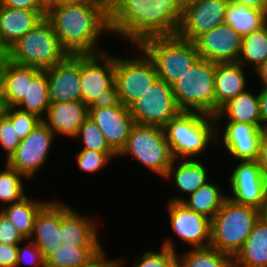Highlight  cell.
<instances>
[{"label":"cell","mask_w":267,"mask_h":267,"mask_svg":"<svg viewBox=\"0 0 267 267\" xmlns=\"http://www.w3.org/2000/svg\"><path fill=\"white\" fill-rule=\"evenodd\" d=\"M172 267H180L177 262Z\"/></svg>","instance_id":"56"},{"label":"cell","mask_w":267,"mask_h":267,"mask_svg":"<svg viewBox=\"0 0 267 267\" xmlns=\"http://www.w3.org/2000/svg\"><path fill=\"white\" fill-rule=\"evenodd\" d=\"M3 113L12 121V126L20 140L25 139L42 121L37 115L22 111L17 107L3 108Z\"/></svg>","instance_id":"40"},{"label":"cell","mask_w":267,"mask_h":267,"mask_svg":"<svg viewBox=\"0 0 267 267\" xmlns=\"http://www.w3.org/2000/svg\"><path fill=\"white\" fill-rule=\"evenodd\" d=\"M206 165L203 159H174L163 180L168 184L171 182L178 194L170 196L167 201L181 202L210 179L213 180L211 169H208L210 165Z\"/></svg>","instance_id":"21"},{"label":"cell","mask_w":267,"mask_h":267,"mask_svg":"<svg viewBox=\"0 0 267 267\" xmlns=\"http://www.w3.org/2000/svg\"><path fill=\"white\" fill-rule=\"evenodd\" d=\"M34 196L27 194L20 201L1 209L25 239H30L37 214L52 199L50 197L49 200H46Z\"/></svg>","instance_id":"29"},{"label":"cell","mask_w":267,"mask_h":267,"mask_svg":"<svg viewBox=\"0 0 267 267\" xmlns=\"http://www.w3.org/2000/svg\"><path fill=\"white\" fill-rule=\"evenodd\" d=\"M89 115V107L82 101L50 103L42 122L50 128L56 138H73Z\"/></svg>","instance_id":"23"},{"label":"cell","mask_w":267,"mask_h":267,"mask_svg":"<svg viewBox=\"0 0 267 267\" xmlns=\"http://www.w3.org/2000/svg\"><path fill=\"white\" fill-rule=\"evenodd\" d=\"M159 250H145L133 258L130 267H172L177 262V253L164 246ZM128 257H115L116 267H127ZM127 259V260H126Z\"/></svg>","instance_id":"37"},{"label":"cell","mask_w":267,"mask_h":267,"mask_svg":"<svg viewBox=\"0 0 267 267\" xmlns=\"http://www.w3.org/2000/svg\"><path fill=\"white\" fill-rule=\"evenodd\" d=\"M50 105L48 77L46 70H40L28 82L27 96L17 106L18 109L33 113L43 119Z\"/></svg>","instance_id":"34"},{"label":"cell","mask_w":267,"mask_h":267,"mask_svg":"<svg viewBox=\"0 0 267 267\" xmlns=\"http://www.w3.org/2000/svg\"><path fill=\"white\" fill-rule=\"evenodd\" d=\"M42 251L45 264L61 246L60 198H52L37 214L30 237Z\"/></svg>","instance_id":"22"},{"label":"cell","mask_w":267,"mask_h":267,"mask_svg":"<svg viewBox=\"0 0 267 267\" xmlns=\"http://www.w3.org/2000/svg\"><path fill=\"white\" fill-rule=\"evenodd\" d=\"M23 264L28 267H46L42 251L30 239H25L23 242L18 244L15 267H22Z\"/></svg>","instance_id":"42"},{"label":"cell","mask_w":267,"mask_h":267,"mask_svg":"<svg viewBox=\"0 0 267 267\" xmlns=\"http://www.w3.org/2000/svg\"><path fill=\"white\" fill-rule=\"evenodd\" d=\"M233 267H267V222L263 218L259 217L233 258Z\"/></svg>","instance_id":"28"},{"label":"cell","mask_w":267,"mask_h":267,"mask_svg":"<svg viewBox=\"0 0 267 267\" xmlns=\"http://www.w3.org/2000/svg\"><path fill=\"white\" fill-rule=\"evenodd\" d=\"M242 38L229 25L222 24L201 34L194 44L201 59L214 63H235L238 62Z\"/></svg>","instance_id":"18"},{"label":"cell","mask_w":267,"mask_h":267,"mask_svg":"<svg viewBox=\"0 0 267 267\" xmlns=\"http://www.w3.org/2000/svg\"><path fill=\"white\" fill-rule=\"evenodd\" d=\"M40 71L20 66L0 55V95L4 108L17 107L27 96L28 82Z\"/></svg>","instance_id":"24"},{"label":"cell","mask_w":267,"mask_h":267,"mask_svg":"<svg viewBox=\"0 0 267 267\" xmlns=\"http://www.w3.org/2000/svg\"><path fill=\"white\" fill-rule=\"evenodd\" d=\"M260 217L263 218L267 222V201L265 202L264 206L260 210Z\"/></svg>","instance_id":"53"},{"label":"cell","mask_w":267,"mask_h":267,"mask_svg":"<svg viewBox=\"0 0 267 267\" xmlns=\"http://www.w3.org/2000/svg\"><path fill=\"white\" fill-rule=\"evenodd\" d=\"M46 18L51 22L61 46L70 55L107 51L99 45L111 35L108 4L50 5Z\"/></svg>","instance_id":"2"},{"label":"cell","mask_w":267,"mask_h":267,"mask_svg":"<svg viewBox=\"0 0 267 267\" xmlns=\"http://www.w3.org/2000/svg\"><path fill=\"white\" fill-rule=\"evenodd\" d=\"M228 3L229 0H184L176 35L194 42L201 34L224 24Z\"/></svg>","instance_id":"15"},{"label":"cell","mask_w":267,"mask_h":267,"mask_svg":"<svg viewBox=\"0 0 267 267\" xmlns=\"http://www.w3.org/2000/svg\"><path fill=\"white\" fill-rule=\"evenodd\" d=\"M73 141L80 143L79 149L92 150L95 152H114L105 140V137L91 117H87L80 126Z\"/></svg>","instance_id":"38"},{"label":"cell","mask_w":267,"mask_h":267,"mask_svg":"<svg viewBox=\"0 0 267 267\" xmlns=\"http://www.w3.org/2000/svg\"><path fill=\"white\" fill-rule=\"evenodd\" d=\"M4 169H0V210L14 202L20 201L27 195L26 188L30 182L23 174L3 162ZM26 186V187H24Z\"/></svg>","instance_id":"36"},{"label":"cell","mask_w":267,"mask_h":267,"mask_svg":"<svg viewBox=\"0 0 267 267\" xmlns=\"http://www.w3.org/2000/svg\"><path fill=\"white\" fill-rule=\"evenodd\" d=\"M263 135L264 130L253 124L216 122V150L224 148L223 155L232 157V161H258Z\"/></svg>","instance_id":"14"},{"label":"cell","mask_w":267,"mask_h":267,"mask_svg":"<svg viewBox=\"0 0 267 267\" xmlns=\"http://www.w3.org/2000/svg\"><path fill=\"white\" fill-rule=\"evenodd\" d=\"M267 60V21L265 26L242 38L238 63L253 73Z\"/></svg>","instance_id":"32"},{"label":"cell","mask_w":267,"mask_h":267,"mask_svg":"<svg viewBox=\"0 0 267 267\" xmlns=\"http://www.w3.org/2000/svg\"><path fill=\"white\" fill-rule=\"evenodd\" d=\"M128 157L162 180L174 160L163 128L137 123L133 126L125 147L117 155L120 159Z\"/></svg>","instance_id":"7"},{"label":"cell","mask_w":267,"mask_h":267,"mask_svg":"<svg viewBox=\"0 0 267 267\" xmlns=\"http://www.w3.org/2000/svg\"><path fill=\"white\" fill-rule=\"evenodd\" d=\"M267 12L229 1L224 24L242 37L265 26Z\"/></svg>","instance_id":"31"},{"label":"cell","mask_w":267,"mask_h":267,"mask_svg":"<svg viewBox=\"0 0 267 267\" xmlns=\"http://www.w3.org/2000/svg\"><path fill=\"white\" fill-rule=\"evenodd\" d=\"M65 4H108V0H55L51 5Z\"/></svg>","instance_id":"51"},{"label":"cell","mask_w":267,"mask_h":267,"mask_svg":"<svg viewBox=\"0 0 267 267\" xmlns=\"http://www.w3.org/2000/svg\"><path fill=\"white\" fill-rule=\"evenodd\" d=\"M121 101L119 93L115 84L107 91L102 93L98 98L89 106V108H107L120 106Z\"/></svg>","instance_id":"44"},{"label":"cell","mask_w":267,"mask_h":267,"mask_svg":"<svg viewBox=\"0 0 267 267\" xmlns=\"http://www.w3.org/2000/svg\"><path fill=\"white\" fill-rule=\"evenodd\" d=\"M18 244L0 243V267H15L17 261Z\"/></svg>","instance_id":"46"},{"label":"cell","mask_w":267,"mask_h":267,"mask_svg":"<svg viewBox=\"0 0 267 267\" xmlns=\"http://www.w3.org/2000/svg\"><path fill=\"white\" fill-rule=\"evenodd\" d=\"M47 11L13 9L0 5V55L46 17Z\"/></svg>","instance_id":"25"},{"label":"cell","mask_w":267,"mask_h":267,"mask_svg":"<svg viewBox=\"0 0 267 267\" xmlns=\"http://www.w3.org/2000/svg\"><path fill=\"white\" fill-rule=\"evenodd\" d=\"M68 55L46 17L3 54L14 64L40 70L53 67Z\"/></svg>","instance_id":"5"},{"label":"cell","mask_w":267,"mask_h":267,"mask_svg":"<svg viewBox=\"0 0 267 267\" xmlns=\"http://www.w3.org/2000/svg\"><path fill=\"white\" fill-rule=\"evenodd\" d=\"M163 131L174 159H202L209 149L217 147L212 115L181 111Z\"/></svg>","instance_id":"3"},{"label":"cell","mask_w":267,"mask_h":267,"mask_svg":"<svg viewBox=\"0 0 267 267\" xmlns=\"http://www.w3.org/2000/svg\"><path fill=\"white\" fill-rule=\"evenodd\" d=\"M183 5L184 0H108L111 35L126 47L151 37L176 35Z\"/></svg>","instance_id":"1"},{"label":"cell","mask_w":267,"mask_h":267,"mask_svg":"<svg viewBox=\"0 0 267 267\" xmlns=\"http://www.w3.org/2000/svg\"><path fill=\"white\" fill-rule=\"evenodd\" d=\"M24 240L25 238L22 236V234L0 210V243L6 245L19 244Z\"/></svg>","instance_id":"43"},{"label":"cell","mask_w":267,"mask_h":267,"mask_svg":"<svg viewBox=\"0 0 267 267\" xmlns=\"http://www.w3.org/2000/svg\"><path fill=\"white\" fill-rule=\"evenodd\" d=\"M0 5L13 9L47 11L48 7L41 0H0Z\"/></svg>","instance_id":"45"},{"label":"cell","mask_w":267,"mask_h":267,"mask_svg":"<svg viewBox=\"0 0 267 267\" xmlns=\"http://www.w3.org/2000/svg\"><path fill=\"white\" fill-rule=\"evenodd\" d=\"M129 111L137 124L161 128L181 112L176 104L172 86L160 79L129 106Z\"/></svg>","instance_id":"12"},{"label":"cell","mask_w":267,"mask_h":267,"mask_svg":"<svg viewBox=\"0 0 267 267\" xmlns=\"http://www.w3.org/2000/svg\"><path fill=\"white\" fill-rule=\"evenodd\" d=\"M84 267H116L115 258L110 259L105 249L91 264Z\"/></svg>","instance_id":"49"},{"label":"cell","mask_w":267,"mask_h":267,"mask_svg":"<svg viewBox=\"0 0 267 267\" xmlns=\"http://www.w3.org/2000/svg\"><path fill=\"white\" fill-rule=\"evenodd\" d=\"M235 163L227 178V197L236 203L261 210L267 201V178L261 167L257 161Z\"/></svg>","instance_id":"13"},{"label":"cell","mask_w":267,"mask_h":267,"mask_svg":"<svg viewBox=\"0 0 267 267\" xmlns=\"http://www.w3.org/2000/svg\"><path fill=\"white\" fill-rule=\"evenodd\" d=\"M74 158L75 164L79 171L87 174H98L104 170L106 166L110 165L113 159L116 160L117 154L115 152H95L92 150L79 149L75 150Z\"/></svg>","instance_id":"39"},{"label":"cell","mask_w":267,"mask_h":267,"mask_svg":"<svg viewBox=\"0 0 267 267\" xmlns=\"http://www.w3.org/2000/svg\"><path fill=\"white\" fill-rule=\"evenodd\" d=\"M216 63L199 58L182 78L172 84L181 111L215 116Z\"/></svg>","instance_id":"8"},{"label":"cell","mask_w":267,"mask_h":267,"mask_svg":"<svg viewBox=\"0 0 267 267\" xmlns=\"http://www.w3.org/2000/svg\"><path fill=\"white\" fill-rule=\"evenodd\" d=\"M54 140L57 141L54 132L41 121L25 139L21 140L6 163L29 181H33L48 164Z\"/></svg>","instance_id":"11"},{"label":"cell","mask_w":267,"mask_h":267,"mask_svg":"<svg viewBox=\"0 0 267 267\" xmlns=\"http://www.w3.org/2000/svg\"><path fill=\"white\" fill-rule=\"evenodd\" d=\"M257 162L267 178V131H264V135L260 142V153Z\"/></svg>","instance_id":"48"},{"label":"cell","mask_w":267,"mask_h":267,"mask_svg":"<svg viewBox=\"0 0 267 267\" xmlns=\"http://www.w3.org/2000/svg\"><path fill=\"white\" fill-rule=\"evenodd\" d=\"M177 264L180 267H233V258L209 246L177 252Z\"/></svg>","instance_id":"35"},{"label":"cell","mask_w":267,"mask_h":267,"mask_svg":"<svg viewBox=\"0 0 267 267\" xmlns=\"http://www.w3.org/2000/svg\"><path fill=\"white\" fill-rule=\"evenodd\" d=\"M106 248L104 246L61 245L46 267H84L91 264Z\"/></svg>","instance_id":"33"},{"label":"cell","mask_w":267,"mask_h":267,"mask_svg":"<svg viewBox=\"0 0 267 267\" xmlns=\"http://www.w3.org/2000/svg\"><path fill=\"white\" fill-rule=\"evenodd\" d=\"M165 203L172 235L162 239L161 246L177 253L179 244L176 245L174 241L176 237L181 244L184 243L183 248H186L185 245L190 247L189 249L209 247L211 219L187 208L181 202L166 201Z\"/></svg>","instance_id":"10"},{"label":"cell","mask_w":267,"mask_h":267,"mask_svg":"<svg viewBox=\"0 0 267 267\" xmlns=\"http://www.w3.org/2000/svg\"><path fill=\"white\" fill-rule=\"evenodd\" d=\"M88 116L94 120L110 148L118 155L136 124L129 107L121 104L116 107L89 108Z\"/></svg>","instance_id":"20"},{"label":"cell","mask_w":267,"mask_h":267,"mask_svg":"<svg viewBox=\"0 0 267 267\" xmlns=\"http://www.w3.org/2000/svg\"><path fill=\"white\" fill-rule=\"evenodd\" d=\"M229 1L267 12V0H229Z\"/></svg>","instance_id":"50"},{"label":"cell","mask_w":267,"mask_h":267,"mask_svg":"<svg viewBox=\"0 0 267 267\" xmlns=\"http://www.w3.org/2000/svg\"><path fill=\"white\" fill-rule=\"evenodd\" d=\"M82 102L88 107L115 84V53L80 55Z\"/></svg>","instance_id":"16"},{"label":"cell","mask_w":267,"mask_h":267,"mask_svg":"<svg viewBox=\"0 0 267 267\" xmlns=\"http://www.w3.org/2000/svg\"><path fill=\"white\" fill-rule=\"evenodd\" d=\"M241 64L216 63L215 70V114L228 101L249 89L248 73ZM249 82V84H248Z\"/></svg>","instance_id":"26"},{"label":"cell","mask_w":267,"mask_h":267,"mask_svg":"<svg viewBox=\"0 0 267 267\" xmlns=\"http://www.w3.org/2000/svg\"><path fill=\"white\" fill-rule=\"evenodd\" d=\"M259 106L261 116V128L267 131V86H260L259 90Z\"/></svg>","instance_id":"47"},{"label":"cell","mask_w":267,"mask_h":267,"mask_svg":"<svg viewBox=\"0 0 267 267\" xmlns=\"http://www.w3.org/2000/svg\"><path fill=\"white\" fill-rule=\"evenodd\" d=\"M226 189V190H224ZM227 188L211 179L181 201L187 208L212 219L227 198Z\"/></svg>","instance_id":"30"},{"label":"cell","mask_w":267,"mask_h":267,"mask_svg":"<svg viewBox=\"0 0 267 267\" xmlns=\"http://www.w3.org/2000/svg\"><path fill=\"white\" fill-rule=\"evenodd\" d=\"M259 108V93L249 88L225 103L214 117L216 122H241L261 127Z\"/></svg>","instance_id":"27"},{"label":"cell","mask_w":267,"mask_h":267,"mask_svg":"<svg viewBox=\"0 0 267 267\" xmlns=\"http://www.w3.org/2000/svg\"><path fill=\"white\" fill-rule=\"evenodd\" d=\"M253 74L258 76L259 86H267V60Z\"/></svg>","instance_id":"52"},{"label":"cell","mask_w":267,"mask_h":267,"mask_svg":"<svg viewBox=\"0 0 267 267\" xmlns=\"http://www.w3.org/2000/svg\"><path fill=\"white\" fill-rule=\"evenodd\" d=\"M138 46L154 63L158 79L168 85L182 78L200 58L194 42L177 35L151 37Z\"/></svg>","instance_id":"6"},{"label":"cell","mask_w":267,"mask_h":267,"mask_svg":"<svg viewBox=\"0 0 267 267\" xmlns=\"http://www.w3.org/2000/svg\"><path fill=\"white\" fill-rule=\"evenodd\" d=\"M3 104H2V100H1V95H0V115L2 114L3 112Z\"/></svg>","instance_id":"55"},{"label":"cell","mask_w":267,"mask_h":267,"mask_svg":"<svg viewBox=\"0 0 267 267\" xmlns=\"http://www.w3.org/2000/svg\"><path fill=\"white\" fill-rule=\"evenodd\" d=\"M129 48L133 54L130 57L115 54V86L125 107L143 96L158 79L154 63L148 55L138 45H129Z\"/></svg>","instance_id":"9"},{"label":"cell","mask_w":267,"mask_h":267,"mask_svg":"<svg viewBox=\"0 0 267 267\" xmlns=\"http://www.w3.org/2000/svg\"><path fill=\"white\" fill-rule=\"evenodd\" d=\"M47 7H49L55 0H41Z\"/></svg>","instance_id":"54"},{"label":"cell","mask_w":267,"mask_h":267,"mask_svg":"<svg viewBox=\"0 0 267 267\" xmlns=\"http://www.w3.org/2000/svg\"><path fill=\"white\" fill-rule=\"evenodd\" d=\"M74 208L60 200L61 245L104 246L100 235L103 222L98 213L95 217L89 216Z\"/></svg>","instance_id":"17"},{"label":"cell","mask_w":267,"mask_h":267,"mask_svg":"<svg viewBox=\"0 0 267 267\" xmlns=\"http://www.w3.org/2000/svg\"><path fill=\"white\" fill-rule=\"evenodd\" d=\"M50 103L82 101L80 55H68L46 69Z\"/></svg>","instance_id":"19"},{"label":"cell","mask_w":267,"mask_h":267,"mask_svg":"<svg viewBox=\"0 0 267 267\" xmlns=\"http://www.w3.org/2000/svg\"><path fill=\"white\" fill-rule=\"evenodd\" d=\"M21 140L17 136L12 121L2 112L0 115V150L4 154L3 162H7L14 154Z\"/></svg>","instance_id":"41"},{"label":"cell","mask_w":267,"mask_h":267,"mask_svg":"<svg viewBox=\"0 0 267 267\" xmlns=\"http://www.w3.org/2000/svg\"><path fill=\"white\" fill-rule=\"evenodd\" d=\"M259 217L260 210L227 197L211 219L209 246L234 258Z\"/></svg>","instance_id":"4"}]
</instances>
